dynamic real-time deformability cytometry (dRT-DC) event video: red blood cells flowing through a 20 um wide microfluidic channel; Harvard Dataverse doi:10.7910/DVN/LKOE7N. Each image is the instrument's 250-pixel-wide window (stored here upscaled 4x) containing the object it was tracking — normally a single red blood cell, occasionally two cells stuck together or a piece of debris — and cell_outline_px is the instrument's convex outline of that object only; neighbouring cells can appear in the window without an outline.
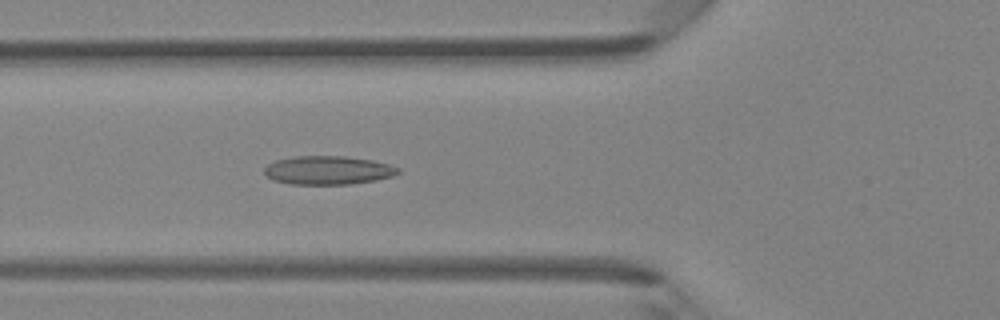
{"species": "Egyptian fruit bat (a non-hibernating species)", "species_latin": "Rousettus aegyptiacus", "temperature_condition": "room temperature", "stored_images_in_passage": 37, "camera_frame_rate_fps": 3000, "um_per_image_px": 0.085, "animal": {"sex": "female"}, "frame": {"image": 1, "passage_image": 7, "time_ms": 2.0, "image_size_px": [1000, 320], "cell_outline_px": [[400, 172], [392, 176], [376, 180], [348, 184], [292, 184], [272, 180], [264, 172], [264, 168], [268, 164], [276, 160], [296, 156], [344, 156], [372, 160], [388, 164], [400, 168]], "centroid_in_image_um": [27.88, 14.47], "position_along_channel_um": 97.9, "area_um2": 22.2}}
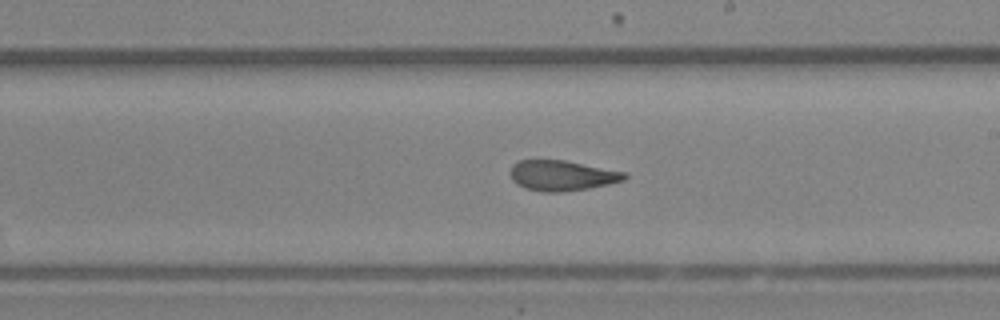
{"frame": {"image": 2, "passage_image": 17, "time_ms": 5.333, "image_size_px": [1000, 320], "cell_outline_px": [[628, 176], [624, 180], [608, 184], [588, 188], [564, 192], [544, 192], [524, 188], [516, 184], [512, 180], [512, 164], [520, 160], [564, 160], [628, 172]], "centroid_in_image_um": [47.8, 14.92], "position_along_channel_um": 241.2, "area_um2": 20.23}}
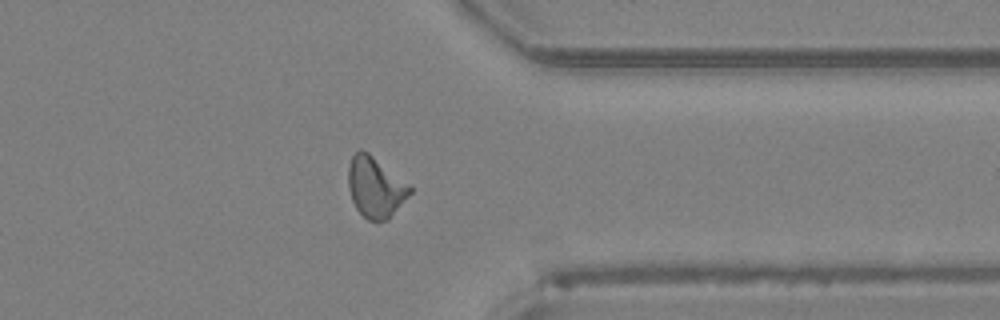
{"frame": {"image": 3, "passage_image": 27, "time_ms": 8.667, "image_size_px": [1000, 320], "cell_outline_px": [[412, 192], [388, 220], [368, 220], [356, 208], [352, 200], [348, 188], [348, 168], [352, 156], [360, 148], [368, 152], [412, 188]], "centroid_in_image_um": [31.88, 15.92], "position_along_channel_um": 379.5, "area_um2": 21.39}, "authors_computed_cell_mechanics": {"area_um2": 20.9236, "velocity_mm_per_s": 4.319, "shape_relaxation_time_tau1_ms": null, "shape_relaxation_time_tau2_ms": 2.6087, "deformation_change_tau1": null, "deformation_change_tau2": 0.0993}}